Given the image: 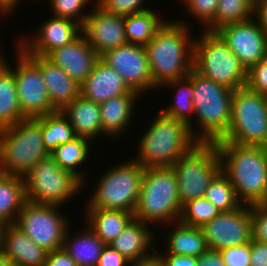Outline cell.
I'll return each mask as SVG.
<instances>
[{
    "label": "cell",
    "mask_w": 267,
    "mask_h": 266,
    "mask_svg": "<svg viewBox=\"0 0 267 266\" xmlns=\"http://www.w3.org/2000/svg\"><path fill=\"white\" fill-rule=\"evenodd\" d=\"M164 20L145 46L156 90L169 81L186 77L193 69L195 36L189 23L184 19Z\"/></svg>",
    "instance_id": "obj_1"
},
{
    "label": "cell",
    "mask_w": 267,
    "mask_h": 266,
    "mask_svg": "<svg viewBox=\"0 0 267 266\" xmlns=\"http://www.w3.org/2000/svg\"><path fill=\"white\" fill-rule=\"evenodd\" d=\"M222 171L245 205L267 202V149L264 146L216 142Z\"/></svg>",
    "instance_id": "obj_2"
},
{
    "label": "cell",
    "mask_w": 267,
    "mask_h": 266,
    "mask_svg": "<svg viewBox=\"0 0 267 266\" xmlns=\"http://www.w3.org/2000/svg\"><path fill=\"white\" fill-rule=\"evenodd\" d=\"M198 141L189 126L159 110L149 128L138 139V155L133 160L143 167L172 166Z\"/></svg>",
    "instance_id": "obj_3"
},
{
    "label": "cell",
    "mask_w": 267,
    "mask_h": 266,
    "mask_svg": "<svg viewBox=\"0 0 267 266\" xmlns=\"http://www.w3.org/2000/svg\"><path fill=\"white\" fill-rule=\"evenodd\" d=\"M193 88L194 118L200 127L198 142H217L229 128L232 109V89L214 82L194 68L189 72Z\"/></svg>",
    "instance_id": "obj_4"
},
{
    "label": "cell",
    "mask_w": 267,
    "mask_h": 266,
    "mask_svg": "<svg viewBox=\"0 0 267 266\" xmlns=\"http://www.w3.org/2000/svg\"><path fill=\"white\" fill-rule=\"evenodd\" d=\"M182 210L177 178L171 166L146 167L134 218L152 226L178 222Z\"/></svg>",
    "instance_id": "obj_5"
},
{
    "label": "cell",
    "mask_w": 267,
    "mask_h": 266,
    "mask_svg": "<svg viewBox=\"0 0 267 266\" xmlns=\"http://www.w3.org/2000/svg\"><path fill=\"white\" fill-rule=\"evenodd\" d=\"M50 154L42 139V123L38 118H25L0 129V173L25 175Z\"/></svg>",
    "instance_id": "obj_6"
},
{
    "label": "cell",
    "mask_w": 267,
    "mask_h": 266,
    "mask_svg": "<svg viewBox=\"0 0 267 266\" xmlns=\"http://www.w3.org/2000/svg\"><path fill=\"white\" fill-rule=\"evenodd\" d=\"M131 160V161H130ZM108 167L87 199L86 209H114L134 213L145 167L132 158Z\"/></svg>",
    "instance_id": "obj_7"
},
{
    "label": "cell",
    "mask_w": 267,
    "mask_h": 266,
    "mask_svg": "<svg viewBox=\"0 0 267 266\" xmlns=\"http://www.w3.org/2000/svg\"><path fill=\"white\" fill-rule=\"evenodd\" d=\"M194 39L193 68L232 90L246 86L247 70L222 38L202 29Z\"/></svg>",
    "instance_id": "obj_8"
},
{
    "label": "cell",
    "mask_w": 267,
    "mask_h": 266,
    "mask_svg": "<svg viewBox=\"0 0 267 266\" xmlns=\"http://www.w3.org/2000/svg\"><path fill=\"white\" fill-rule=\"evenodd\" d=\"M217 142L266 146L267 95L247 86L233 91L231 119L227 134Z\"/></svg>",
    "instance_id": "obj_9"
},
{
    "label": "cell",
    "mask_w": 267,
    "mask_h": 266,
    "mask_svg": "<svg viewBox=\"0 0 267 266\" xmlns=\"http://www.w3.org/2000/svg\"><path fill=\"white\" fill-rule=\"evenodd\" d=\"M177 178L181 204L205 197L211 181L222 170L216 142H197L171 166Z\"/></svg>",
    "instance_id": "obj_10"
},
{
    "label": "cell",
    "mask_w": 267,
    "mask_h": 266,
    "mask_svg": "<svg viewBox=\"0 0 267 266\" xmlns=\"http://www.w3.org/2000/svg\"><path fill=\"white\" fill-rule=\"evenodd\" d=\"M23 179L26 200L36 204L62 206L83 190V182L61 169L50 155L33 166Z\"/></svg>",
    "instance_id": "obj_11"
},
{
    "label": "cell",
    "mask_w": 267,
    "mask_h": 266,
    "mask_svg": "<svg viewBox=\"0 0 267 266\" xmlns=\"http://www.w3.org/2000/svg\"><path fill=\"white\" fill-rule=\"evenodd\" d=\"M62 207L26 201L14 224L47 251L60 249L70 226V219L59 211Z\"/></svg>",
    "instance_id": "obj_12"
},
{
    "label": "cell",
    "mask_w": 267,
    "mask_h": 266,
    "mask_svg": "<svg viewBox=\"0 0 267 266\" xmlns=\"http://www.w3.org/2000/svg\"><path fill=\"white\" fill-rule=\"evenodd\" d=\"M16 68L12 67L5 55L1 60L14 72L16 88L22 115L25 118H37L57 111L51 104L47 87L39 68L16 47Z\"/></svg>",
    "instance_id": "obj_13"
},
{
    "label": "cell",
    "mask_w": 267,
    "mask_h": 266,
    "mask_svg": "<svg viewBox=\"0 0 267 266\" xmlns=\"http://www.w3.org/2000/svg\"><path fill=\"white\" fill-rule=\"evenodd\" d=\"M208 248L220 250L250 243L252 239L251 205L220 212L213 220L201 227Z\"/></svg>",
    "instance_id": "obj_14"
},
{
    "label": "cell",
    "mask_w": 267,
    "mask_h": 266,
    "mask_svg": "<svg viewBox=\"0 0 267 266\" xmlns=\"http://www.w3.org/2000/svg\"><path fill=\"white\" fill-rule=\"evenodd\" d=\"M100 58L118 71L131 90L142 96L156 90L145 46L127 43L106 51Z\"/></svg>",
    "instance_id": "obj_15"
},
{
    "label": "cell",
    "mask_w": 267,
    "mask_h": 266,
    "mask_svg": "<svg viewBox=\"0 0 267 266\" xmlns=\"http://www.w3.org/2000/svg\"><path fill=\"white\" fill-rule=\"evenodd\" d=\"M215 32L247 71L267 56V35L255 18L227 24Z\"/></svg>",
    "instance_id": "obj_16"
},
{
    "label": "cell",
    "mask_w": 267,
    "mask_h": 266,
    "mask_svg": "<svg viewBox=\"0 0 267 266\" xmlns=\"http://www.w3.org/2000/svg\"><path fill=\"white\" fill-rule=\"evenodd\" d=\"M38 28L35 35L31 34V38L21 36V41L19 37L16 42L24 54L46 57L53 50L73 42L82 34V25L62 17L51 16Z\"/></svg>",
    "instance_id": "obj_17"
},
{
    "label": "cell",
    "mask_w": 267,
    "mask_h": 266,
    "mask_svg": "<svg viewBox=\"0 0 267 266\" xmlns=\"http://www.w3.org/2000/svg\"><path fill=\"white\" fill-rule=\"evenodd\" d=\"M91 6L82 25V34L96 53L101 56L108 50L126 45L124 17L105 13L96 1Z\"/></svg>",
    "instance_id": "obj_18"
},
{
    "label": "cell",
    "mask_w": 267,
    "mask_h": 266,
    "mask_svg": "<svg viewBox=\"0 0 267 266\" xmlns=\"http://www.w3.org/2000/svg\"><path fill=\"white\" fill-rule=\"evenodd\" d=\"M53 64L61 67L73 80L81 85L100 58L81 34L73 42L57 48L47 56Z\"/></svg>",
    "instance_id": "obj_19"
},
{
    "label": "cell",
    "mask_w": 267,
    "mask_h": 266,
    "mask_svg": "<svg viewBox=\"0 0 267 266\" xmlns=\"http://www.w3.org/2000/svg\"><path fill=\"white\" fill-rule=\"evenodd\" d=\"M40 70L52 106L63 110L80 95V85L46 57L25 54Z\"/></svg>",
    "instance_id": "obj_20"
},
{
    "label": "cell",
    "mask_w": 267,
    "mask_h": 266,
    "mask_svg": "<svg viewBox=\"0 0 267 266\" xmlns=\"http://www.w3.org/2000/svg\"><path fill=\"white\" fill-rule=\"evenodd\" d=\"M128 92L136 91L131 90L118 71L101 58L97 60L91 73L80 85V94L99 104Z\"/></svg>",
    "instance_id": "obj_21"
},
{
    "label": "cell",
    "mask_w": 267,
    "mask_h": 266,
    "mask_svg": "<svg viewBox=\"0 0 267 266\" xmlns=\"http://www.w3.org/2000/svg\"><path fill=\"white\" fill-rule=\"evenodd\" d=\"M148 226L151 228V225L133 218L109 246L131 263L150 258L155 254V246L152 245L155 235Z\"/></svg>",
    "instance_id": "obj_22"
},
{
    "label": "cell",
    "mask_w": 267,
    "mask_h": 266,
    "mask_svg": "<svg viewBox=\"0 0 267 266\" xmlns=\"http://www.w3.org/2000/svg\"><path fill=\"white\" fill-rule=\"evenodd\" d=\"M141 95L137 92H128L108 99L99 104L103 136L118 138L126 133L132 125L133 115L136 114L135 104ZM127 128V129H126Z\"/></svg>",
    "instance_id": "obj_23"
},
{
    "label": "cell",
    "mask_w": 267,
    "mask_h": 266,
    "mask_svg": "<svg viewBox=\"0 0 267 266\" xmlns=\"http://www.w3.org/2000/svg\"><path fill=\"white\" fill-rule=\"evenodd\" d=\"M1 252L14 266H44L49 251L36 245L13 223L6 229Z\"/></svg>",
    "instance_id": "obj_24"
},
{
    "label": "cell",
    "mask_w": 267,
    "mask_h": 266,
    "mask_svg": "<svg viewBox=\"0 0 267 266\" xmlns=\"http://www.w3.org/2000/svg\"><path fill=\"white\" fill-rule=\"evenodd\" d=\"M62 112L68 117L77 137L94 142L98 136H103L99 103L88 100L80 94Z\"/></svg>",
    "instance_id": "obj_25"
},
{
    "label": "cell",
    "mask_w": 267,
    "mask_h": 266,
    "mask_svg": "<svg viewBox=\"0 0 267 266\" xmlns=\"http://www.w3.org/2000/svg\"><path fill=\"white\" fill-rule=\"evenodd\" d=\"M85 224L105 244L109 245L115 240L128 223L134 218V214L128 211L114 209H85Z\"/></svg>",
    "instance_id": "obj_26"
},
{
    "label": "cell",
    "mask_w": 267,
    "mask_h": 266,
    "mask_svg": "<svg viewBox=\"0 0 267 266\" xmlns=\"http://www.w3.org/2000/svg\"><path fill=\"white\" fill-rule=\"evenodd\" d=\"M69 230L70 226L66 231L62 249L71 256L77 266H97L106 245L87 226L85 230H80V233L69 234Z\"/></svg>",
    "instance_id": "obj_27"
},
{
    "label": "cell",
    "mask_w": 267,
    "mask_h": 266,
    "mask_svg": "<svg viewBox=\"0 0 267 266\" xmlns=\"http://www.w3.org/2000/svg\"><path fill=\"white\" fill-rule=\"evenodd\" d=\"M171 227L174 228L164 241L167 248L164 247L163 250L166 251L161 250L160 253L199 257L209 249L201 227L187 226L179 221Z\"/></svg>",
    "instance_id": "obj_28"
},
{
    "label": "cell",
    "mask_w": 267,
    "mask_h": 266,
    "mask_svg": "<svg viewBox=\"0 0 267 266\" xmlns=\"http://www.w3.org/2000/svg\"><path fill=\"white\" fill-rule=\"evenodd\" d=\"M173 89L174 99L172 104L166 106V108H161L164 114L169 115L179 121L185 122L193 135L197 140V131L195 130L194 119V102H193V88L192 83L189 81V74L181 79L172 80L163 84L160 88ZM192 115V116H191Z\"/></svg>",
    "instance_id": "obj_29"
},
{
    "label": "cell",
    "mask_w": 267,
    "mask_h": 266,
    "mask_svg": "<svg viewBox=\"0 0 267 266\" xmlns=\"http://www.w3.org/2000/svg\"><path fill=\"white\" fill-rule=\"evenodd\" d=\"M25 119L19 105L14 72L0 59V129Z\"/></svg>",
    "instance_id": "obj_30"
},
{
    "label": "cell",
    "mask_w": 267,
    "mask_h": 266,
    "mask_svg": "<svg viewBox=\"0 0 267 266\" xmlns=\"http://www.w3.org/2000/svg\"><path fill=\"white\" fill-rule=\"evenodd\" d=\"M26 201L24 179L0 173V221L15 223Z\"/></svg>",
    "instance_id": "obj_31"
},
{
    "label": "cell",
    "mask_w": 267,
    "mask_h": 266,
    "mask_svg": "<svg viewBox=\"0 0 267 266\" xmlns=\"http://www.w3.org/2000/svg\"><path fill=\"white\" fill-rule=\"evenodd\" d=\"M91 141L86 138L77 137L74 140L63 143L56 147L50 156L59 165L61 169L73 173L83 182V187L86 183L84 173L80 172V166L85 164L91 153L90 147ZM90 151V153H89Z\"/></svg>",
    "instance_id": "obj_32"
},
{
    "label": "cell",
    "mask_w": 267,
    "mask_h": 266,
    "mask_svg": "<svg viewBox=\"0 0 267 266\" xmlns=\"http://www.w3.org/2000/svg\"><path fill=\"white\" fill-rule=\"evenodd\" d=\"M155 10L124 17L125 36L129 44L146 46L156 31L164 24Z\"/></svg>",
    "instance_id": "obj_33"
},
{
    "label": "cell",
    "mask_w": 267,
    "mask_h": 266,
    "mask_svg": "<svg viewBox=\"0 0 267 266\" xmlns=\"http://www.w3.org/2000/svg\"><path fill=\"white\" fill-rule=\"evenodd\" d=\"M37 118L42 123L43 145L49 154L59 145L77 138L68 117L61 110Z\"/></svg>",
    "instance_id": "obj_34"
},
{
    "label": "cell",
    "mask_w": 267,
    "mask_h": 266,
    "mask_svg": "<svg viewBox=\"0 0 267 266\" xmlns=\"http://www.w3.org/2000/svg\"><path fill=\"white\" fill-rule=\"evenodd\" d=\"M254 17V5L249 0H219L215 19L204 29L215 32L231 23L244 22Z\"/></svg>",
    "instance_id": "obj_35"
},
{
    "label": "cell",
    "mask_w": 267,
    "mask_h": 266,
    "mask_svg": "<svg viewBox=\"0 0 267 266\" xmlns=\"http://www.w3.org/2000/svg\"><path fill=\"white\" fill-rule=\"evenodd\" d=\"M205 198L220 212L231 211L242 205L236 196L232 183L222 170L211 181L206 190Z\"/></svg>",
    "instance_id": "obj_36"
},
{
    "label": "cell",
    "mask_w": 267,
    "mask_h": 266,
    "mask_svg": "<svg viewBox=\"0 0 267 266\" xmlns=\"http://www.w3.org/2000/svg\"><path fill=\"white\" fill-rule=\"evenodd\" d=\"M220 211L205 197L189 200L182 205L179 222L181 224L202 227L213 220Z\"/></svg>",
    "instance_id": "obj_37"
},
{
    "label": "cell",
    "mask_w": 267,
    "mask_h": 266,
    "mask_svg": "<svg viewBox=\"0 0 267 266\" xmlns=\"http://www.w3.org/2000/svg\"><path fill=\"white\" fill-rule=\"evenodd\" d=\"M47 1V0H46ZM50 2L51 16L69 18L79 23L84 24L89 10L86 13L84 9L90 5L93 0H48ZM87 5V6H86Z\"/></svg>",
    "instance_id": "obj_38"
},
{
    "label": "cell",
    "mask_w": 267,
    "mask_h": 266,
    "mask_svg": "<svg viewBox=\"0 0 267 266\" xmlns=\"http://www.w3.org/2000/svg\"><path fill=\"white\" fill-rule=\"evenodd\" d=\"M96 5L105 13L118 16H129L150 10V6L144 7L146 0H95Z\"/></svg>",
    "instance_id": "obj_39"
},
{
    "label": "cell",
    "mask_w": 267,
    "mask_h": 266,
    "mask_svg": "<svg viewBox=\"0 0 267 266\" xmlns=\"http://www.w3.org/2000/svg\"><path fill=\"white\" fill-rule=\"evenodd\" d=\"M184 3V10H187L194 20L205 29L214 19L219 0H181Z\"/></svg>",
    "instance_id": "obj_40"
},
{
    "label": "cell",
    "mask_w": 267,
    "mask_h": 266,
    "mask_svg": "<svg viewBox=\"0 0 267 266\" xmlns=\"http://www.w3.org/2000/svg\"><path fill=\"white\" fill-rule=\"evenodd\" d=\"M246 86L252 91L267 95V56L247 71Z\"/></svg>",
    "instance_id": "obj_41"
},
{
    "label": "cell",
    "mask_w": 267,
    "mask_h": 266,
    "mask_svg": "<svg viewBox=\"0 0 267 266\" xmlns=\"http://www.w3.org/2000/svg\"><path fill=\"white\" fill-rule=\"evenodd\" d=\"M252 239L267 243V202L251 205Z\"/></svg>",
    "instance_id": "obj_42"
},
{
    "label": "cell",
    "mask_w": 267,
    "mask_h": 266,
    "mask_svg": "<svg viewBox=\"0 0 267 266\" xmlns=\"http://www.w3.org/2000/svg\"><path fill=\"white\" fill-rule=\"evenodd\" d=\"M225 266H250V243L219 250Z\"/></svg>",
    "instance_id": "obj_43"
},
{
    "label": "cell",
    "mask_w": 267,
    "mask_h": 266,
    "mask_svg": "<svg viewBox=\"0 0 267 266\" xmlns=\"http://www.w3.org/2000/svg\"><path fill=\"white\" fill-rule=\"evenodd\" d=\"M160 249H155V254L164 266H197L198 257L176 255L173 253H159Z\"/></svg>",
    "instance_id": "obj_44"
},
{
    "label": "cell",
    "mask_w": 267,
    "mask_h": 266,
    "mask_svg": "<svg viewBox=\"0 0 267 266\" xmlns=\"http://www.w3.org/2000/svg\"><path fill=\"white\" fill-rule=\"evenodd\" d=\"M131 262L127 260L117 250L106 245L101 253L97 266H130Z\"/></svg>",
    "instance_id": "obj_45"
},
{
    "label": "cell",
    "mask_w": 267,
    "mask_h": 266,
    "mask_svg": "<svg viewBox=\"0 0 267 266\" xmlns=\"http://www.w3.org/2000/svg\"><path fill=\"white\" fill-rule=\"evenodd\" d=\"M250 266L267 265V243L251 239L250 241Z\"/></svg>",
    "instance_id": "obj_46"
},
{
    "label": "cell",
    "mask_w": 267,
    "mask_h": 266,
    "mask_svg": "<svg viewBox=\"0 0 267 266\" xmlns=\"http://www.w3.org/2000/svg\"><path fill=\"white\" fill-rule=\"evenodd\" d=\"M44 266H77L71 256L62 248L49 251Z\"/></svg>",
    "instance_id": "obj_47"
},
{
    "label": "cell",
    "mask_w": 267,
    "mask_h": 266,
    "mask_svg": "<svg viewBox=\"0 0 267 266\" xmlns=\"http://www.w3.org/2000/svg\"><path fill=\"white\" fill-rule=\"evenodd\" d=\"M197 266H225V263L218 250L208 249L198 257Z\"/></svg>",
    "instance_id": "obj_48"
},
{
    "label": "cell",
    "mask_w": 267,
    "mask_h": 266,
    "mask_svg": "<svg viewBox=\"0 0 267 266\" xmlns=\"http://www.w3.org/2000/svg\"><path fill=\"white\" fill-rule=\"evenodd\" d=\"M254 18L259 22L261 28L267 35V0H261L254 7Z\"/></svg>",
    "instance_id": "obj_49"
},
{
    "label": "cell",
    "mask_w": 267,
    "mask_h": 266,
    "mask_svg": "<svg viewBox=\"0 0 267 266\" xmlns=\"http://www.w3.org/2000/svg\"><path fill=\"white\" fill-rule=\"evenodd\" d=\"M20 1L21 0H0L1 18H5V16L8 17V15L11 16L12 12H14V10L18 8L17 6L20 5Z\"/></svg>",
    "instance_id": "obj_50"
},
{
    "label": "cell",
    "mask_w": 267,
    "mask_h": 266,
    "mask_svg": "<svg viewBox=\"0 0 267 266\" xmlns=\"http://www.w3.org/2000/svg\"><path fill=\"white\" fill-rule=\"evenodd\" d=\"M130 266H164L161 260L156 254H153L150 258L131 263Z\"/></svg>",
    "instance_id": "obj_51"
},
{
    "label": "cell",
    "mask_w": 267,
    "mask_h": 266,
    "mask_svg": "<svg viewBox=\"0 0 267 266\" xmlns=\"http://www.w3.org/2000/svg\"><path fill=\"white\" fill-rule=\"evenodd\" d=\"M8 225H9L8 223L0 221V252L2 251L4 246V237Z\"/></svg>",
    "instance_id": "obj_52"
},
{
    "label": "cell",
    "mask_w": 267,
    "mask_h": 266,
    "mask_svg": "<svg viewBox=\"0 0 267 266\" xmlns=\"http://www.w3.org/2000/svg\"><path fill=\"white\" fill-rule=\"evenodd\" d=\"M0 266H14V264L7 258L6 255L0 252Z\"/></svg>",
    "instance_id": "obj_53"
},
{
    "label": "cell",
    "mask_w": 267,
    "mask_h": 266,
    "mask_svg": "<svg viewBox=\"0 0 267 266\" xmlns=\"http://www.w3.org/2000/svg\"><path fill=\"white\" fill-rule=\"evenodd\" d=\"M254 7L261 1V0H249Z\"/></svg>",
    "instance_id": "obj_54"
},
{
    "label": "cell",
    "mask_w": 267,
    "mask_h": 266,
    "mask_svg": "<svg viewBox=\"0 0 267 266\" xmlns=\"http://www.w3.org/2000/svg\"><path fill=\"white\" fill-rule=\"evenodd\" d=\"M0 48H1V47H0ZM2 53H5V52H3V50L0 49V59H1V57H2Z\"/></svg>",
    "instance_id": "obj_55"
}]
</instances>
